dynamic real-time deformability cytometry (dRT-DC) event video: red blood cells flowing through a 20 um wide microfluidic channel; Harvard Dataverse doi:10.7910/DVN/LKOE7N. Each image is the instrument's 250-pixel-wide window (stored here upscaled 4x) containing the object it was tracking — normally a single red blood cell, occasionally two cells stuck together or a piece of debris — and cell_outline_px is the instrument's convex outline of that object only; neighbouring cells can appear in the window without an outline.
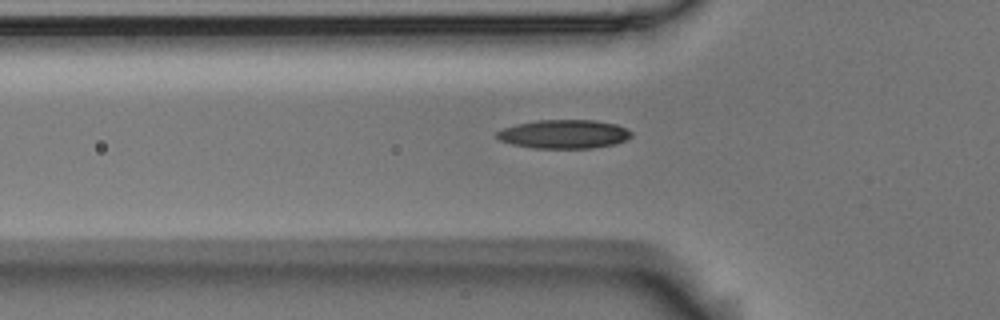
{"species": "Egyptian fruit bat (a non-hibernating species)", "species_latin": "Rousettus aegyptiacus", "temperature_condition": "room temperature", "stored_images_in_passage": 35, "camera_frame_rate_fps": 3000, "um_per_image_px": 0.085, "animal": {"sex": "male"}, "frame": {"image": 1, "passage_image": 2, "time_ms": 0.333, "image_size_px": [1000, 320], "cell_outline_px": [[632, 136], [616, 144], [592, 148], [532, 148], [512, 144], [500, 140], [496, 136], [496, 132], [504, 128], [516, 124], [536, 120], [592, 120], [616, 124], [632, 132]], "centroid_in_image_um": [47.93, 11.4], "position_along_channel_um": 77.9, "area_um2": 22.48}}
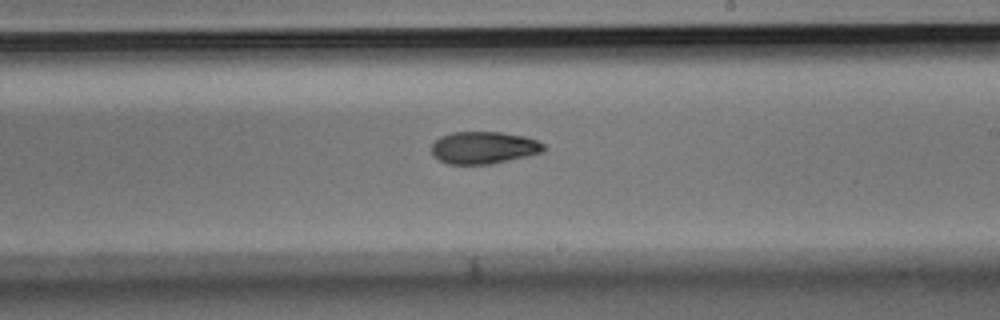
{"frame": {"image": 2, "passage_image": 16, "time_ms": 5.0, "image_size_px": [1000, 320], "cell_outline_px": [[544, 152], [508, 160], [488, 164], [448, 164], [432, 156], [432, 144], [440, 136], [452, 132], [500, 132], [524, 136], [536, 140], [544, 144]], "centroid_in_image_um": [41.09, 12.55], "position_along_channel_um": 247.9, "area_um2": 20.98}}
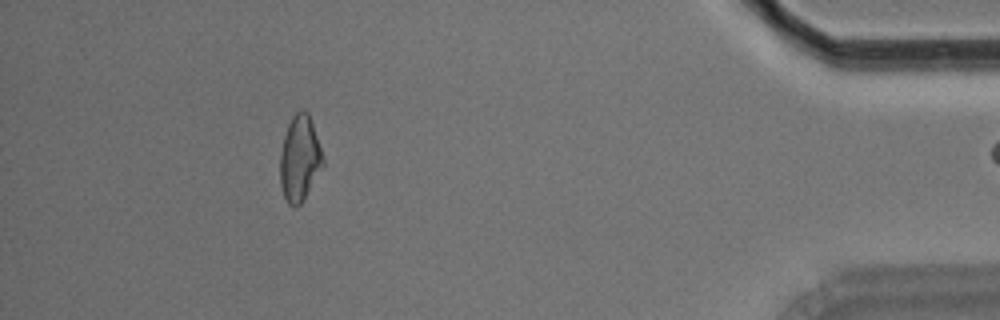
{"frame": {"image": 3, "passage_image": 34, "time_ms": 11.0, "image_size_px": [1000, 320], "cell_outline_px": [[324, 164], [304, 200], [296, 208], [292, 208], [288, 204], [284, 196], [280, 184], [280, 152], [284, 136], [288, 124], [292, 116], [300, 108], [308, 112], [324, 160]], "centroid_in_image_um": [25.45, 13.5], "position_along_channel_um": 409.7, "area_um2": 21.39}}